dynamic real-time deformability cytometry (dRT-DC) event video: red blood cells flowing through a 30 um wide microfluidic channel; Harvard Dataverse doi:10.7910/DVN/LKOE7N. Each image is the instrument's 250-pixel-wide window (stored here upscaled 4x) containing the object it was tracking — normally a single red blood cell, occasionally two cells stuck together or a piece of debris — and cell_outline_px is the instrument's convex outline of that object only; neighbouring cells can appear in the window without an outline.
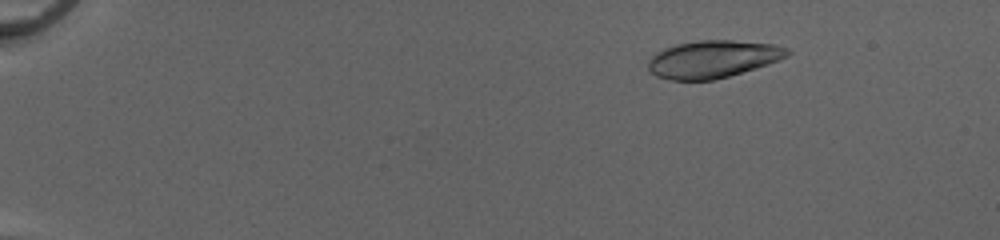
{"species": "common noctule bat (a hibernating species)", "species_latin": "Nyctalus noctula", "temperature_condition": "cold", "stored_images_in_passage": 53, "camera_frame_rate_fps": 3000, "um_per_image_px": 0.085, "animal": {"sex": "female", "body_mass_g": 20.0, "forearm_length_mm": 54.0}, "frame": {"image": 1, "passage_image": 9, "time_ms": 2.667, "image_size_px": [1000, 240], "cell_outline_px": [[792, 52], [788, 56], [768, 64], [756, 68], [728, 76], [712, 80], [672, 80], [656, 76], [648, 68], [648, 60], [656, 52], [664, 48], [676, 44], [700, 40], [732, 40], [772, 44], [788, 48]], "centroid_in_image_um": [60.59, 5.02], "position_along_channel_um": 24.4, "area_um2": 30.29}}